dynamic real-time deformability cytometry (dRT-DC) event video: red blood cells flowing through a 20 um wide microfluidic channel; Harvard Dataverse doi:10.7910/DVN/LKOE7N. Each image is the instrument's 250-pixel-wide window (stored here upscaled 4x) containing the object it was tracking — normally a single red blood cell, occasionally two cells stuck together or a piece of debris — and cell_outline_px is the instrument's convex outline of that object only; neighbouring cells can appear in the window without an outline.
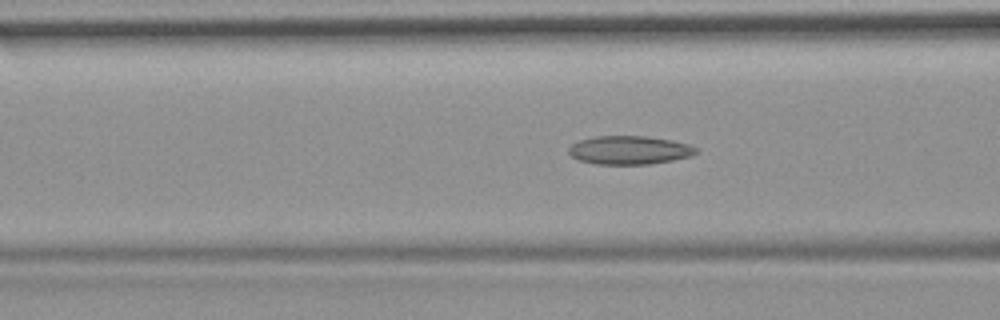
{"species": "common noctule bat (a hibernating species)", "species_latin": "Nyctalus noctula", "temperature_condition": "room temperature", "stored_images_in_passage": 54, "camera_frame_rate_fps": 3000, "um_per_image_px": 0.085, "animal": {"sex": "female", "body_mass_g": 19.9}, "frame": {"image": 1, "passage_image": 20, "time_ms": 6.333, "image_size_px": [1000, 320], "cell_outline_px": [[696, 152], [692, 156], [672, 160], [648, 164], [596, 164], [580, 160], [572, 156], [568, 152], [568, 148], [572, 144], [580, 140], [596, 136], [644, 136], [672, 140], [688, 144], [696, 148]], "centroid_in_image_um": [53.49, 12.76], "position_along_channel_um": 113.1, "area_um2": 20.98}}
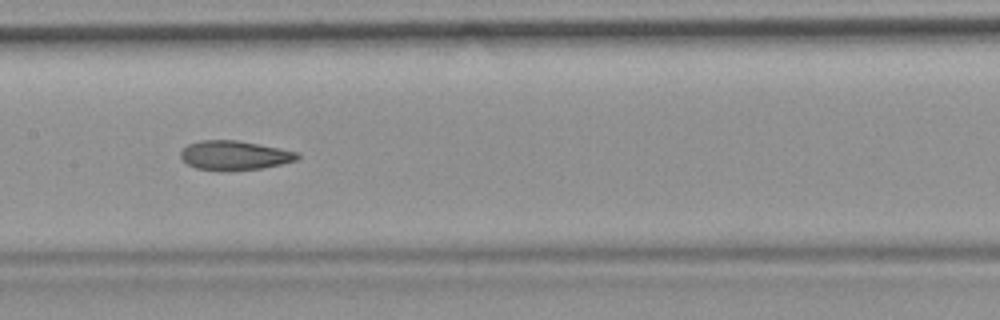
{"frame": {"image": 2, "passage_image": 26, "time_ms": 8.333, "image_size_px": [1000, 320], "cell_outline_px": [[300, 156], [296, 160], [280, 164], [260, 168], [196, 168], [188, 164], [180, 156], [180, 152], [188, 144], [204, 140], [236, 140], [280, 148], [296, 152]], "centroid_in_image_um": [19.94, 13.16], "position_along_channel_um": 187.5, "area_um2": 18.9}}
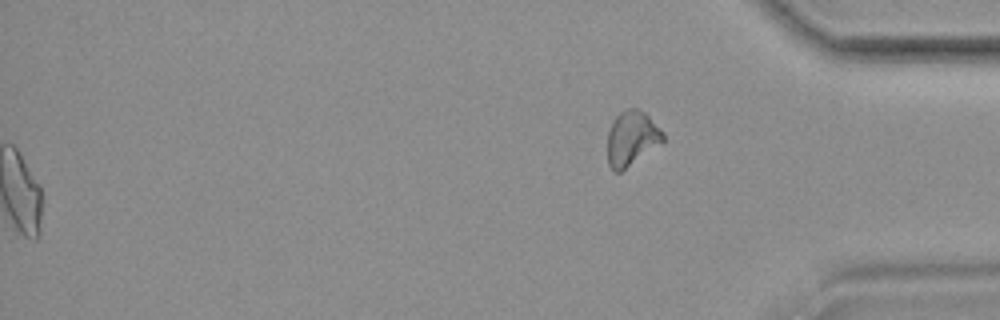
{"frame": {"image": 3, "passage_image": 54, "time_ms": 17.667, "image_size_px": [1000, 320], "cell_outline_px": [[664, 140], [620, 172], [612, 172], [608, 164], [608, 132], [612, 120], [620, 112], [628, 108], [636, 108], [644, 112], [664, 132]], "centroid_in_image_um": [53.66, 11.74], "position_along_channel_um": 381.5, "area_um2": 17.46}, "authors_computed_cell_mechanics": {"area_um2": 20.8947, "velocity_mm_per_s": 3.7242, "shape_relaxation_time_tau1_ms": null, "shape_relaxation_time_tau2_ms": 2.8362, "deformation_change_tau1": null, "deformation_change_tau2": 0.0933}}